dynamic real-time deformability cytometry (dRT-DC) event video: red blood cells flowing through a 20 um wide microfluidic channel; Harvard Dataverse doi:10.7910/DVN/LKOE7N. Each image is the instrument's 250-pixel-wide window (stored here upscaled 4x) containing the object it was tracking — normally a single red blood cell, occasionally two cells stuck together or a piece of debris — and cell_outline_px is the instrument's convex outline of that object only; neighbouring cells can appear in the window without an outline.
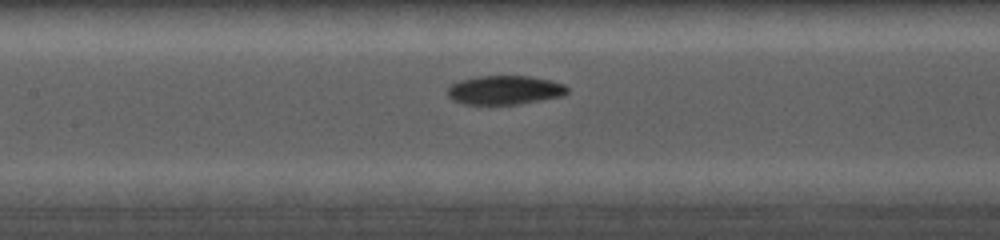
{"species": "common noctule bat (a hibernating species)", "species_latin": "Nyctalus noctula", "temperature_condition": "cold", "stored_images_in_passage": 21, "camera_frame_rate_fps": 5000, "um_per_image_px": 0.085, "animal": {"sex": "female", "body_mass_g": 19.0, "forearm_length_mm": 56.7}, "frame": {"image": 1, "passage_image": 21, "time_ms": 9.2, "image_size_px": [1000, 240], "cell_outline_px": [[568, 92], [564, 96], [520, 104], [488, 108], [464, 104], [452, 100], [448, 96], [448, 88], [452, 84], [460, 80], [476, 76], [528, 76], [548, 80], [564, 84], [568, 88]], "centroid_in_image_um": [42.86, 7.71], "position_along_channel_um": 164.5, "area_um2": 21.04}}